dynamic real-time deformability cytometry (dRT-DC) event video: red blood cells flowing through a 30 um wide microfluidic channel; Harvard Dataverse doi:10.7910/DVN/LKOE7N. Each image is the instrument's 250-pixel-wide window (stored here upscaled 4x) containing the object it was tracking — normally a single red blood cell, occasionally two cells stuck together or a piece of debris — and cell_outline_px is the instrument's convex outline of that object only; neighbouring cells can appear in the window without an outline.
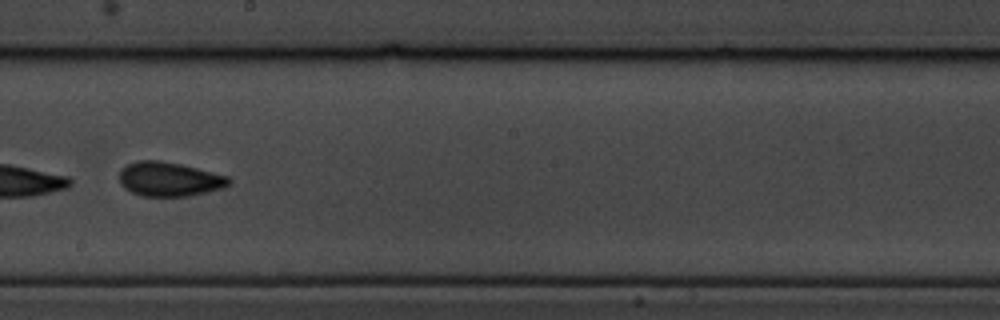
{"species": "common noctule bat (a hibernating species)", "species_latin": "Nyctalus noctula", "temperature_condition": "cold", "stored_images_in_passage": 9, "camera_frame_rate_fps": 3000, "um_per_image_px": 0.085, "animal": {"sex": "male", "body_mass_g": 19.5, "forearm_length_mm": 54.6}, "frame": {"image": 1, "passage_image": 9, "time_ms": 9.333, "image_size_px": [1000, 320], "cell_outline_px": [[232, 184], [224, 188], [208, 192], [188, 196], [140, 196], [124, 188], [120, 184], [120, 168], [136, 160], [160, 160], [180, 164], [228, 176], [232, 180]], "centroid_in_image_um": [14.4, 15.23], "position_along_channel_um": 233.8, "area_um2": 22.08}}